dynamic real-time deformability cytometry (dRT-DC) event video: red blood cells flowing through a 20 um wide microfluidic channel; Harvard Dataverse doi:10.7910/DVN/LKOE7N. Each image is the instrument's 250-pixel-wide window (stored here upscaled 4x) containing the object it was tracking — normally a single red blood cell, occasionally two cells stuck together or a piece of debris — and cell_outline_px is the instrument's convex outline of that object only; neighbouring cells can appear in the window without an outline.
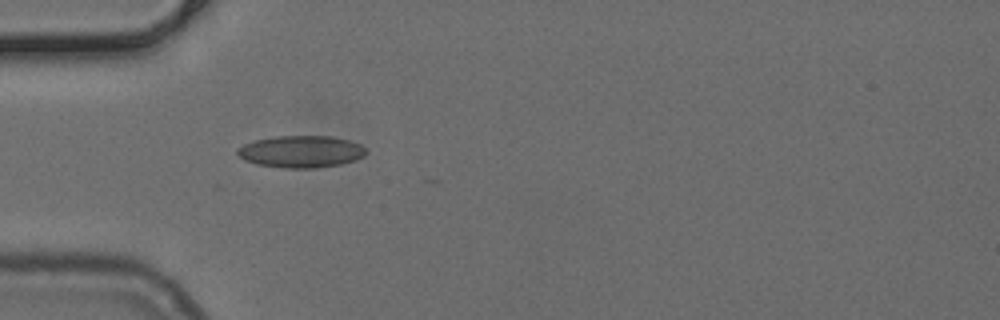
{"species": "common noctule bat (a hibernating species)", "species_latin": "Nyctalus noctula", "temperature_condition": "cold", "stored_images_in_passage": 34, "camera_frame_rate_fps": 3000, "um_per_image_px": 0.085, "animal": {"sex": "female", "body_mass_g": 24.6, "forearm_length_mm": 56.2}, "frame": {"image": 1, "passage_image": 1, "time_ms": 0.0, "image_size_px": [1000, 320], "cell_outline_px": [[368, 152], [364, 156], [356, 160], [340, 164], [316, 168], [284, 168], [256, 164], [244, 160], [236, 152], [236, 148], [244, 144], [256, 140], [276, 136], [332, 136], [348, 140], [360, 144]], "centroid_in_image_um": [25.59, 12.89], "position_along_channel_um": 59.4, "area_um2": 24.04}}
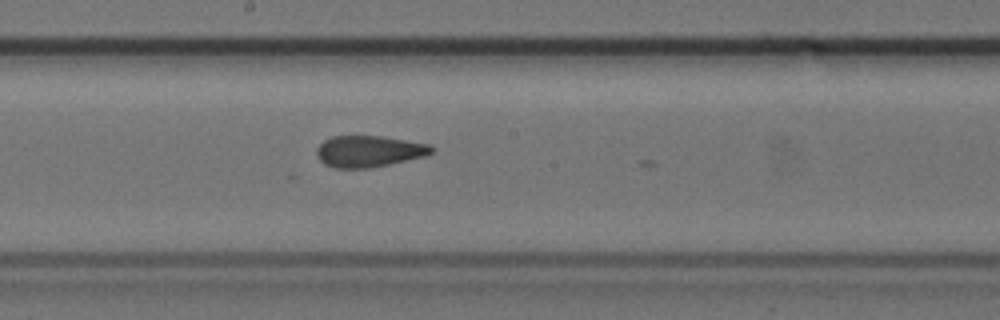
{"frame": {"image": 2, "passage_image": 13, "time_ms": 4.0, "image_size_px": [1000, 320], "cell_outline_px": [[436, 148], [432, 152], [424, 156], [372, 168], [336, 168], [324, 164], [316, 156], [316, 148], [324, 140], [332, 136], [384, 136], [428, 144]], "centroid_in_image_um": [31.33, 12.86], "position_along_channel_um": 216.9, "area_um2": 21.1}}
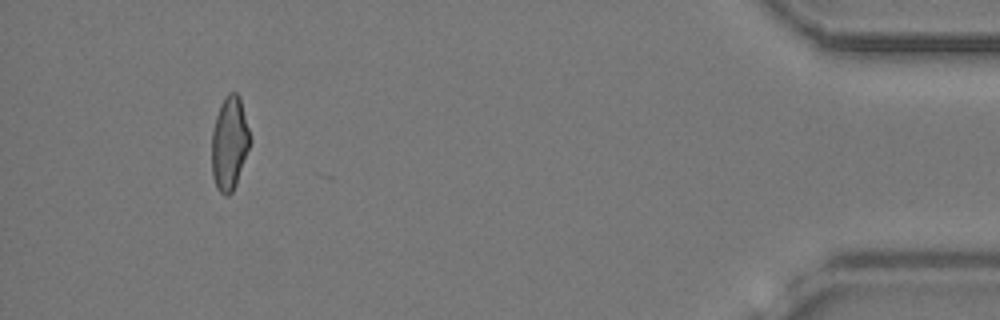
{"frame": {"image": 3, "passage_image": 33, "time_ms": 10.667, "image_size_px": [1000, 320], "cell_outline_px": [[252, 140], [236, 184], [232, 192], [228, 196], [224, 196], [216, 188], [212, 176], [212, 132], [216, 116], [220, 104], [224, 96], [228, 92], [236, 92], [240, 96]], "centroid_in_image_um": [19.51, 12.17], "position_along_channel_um": 415.7, "area_um2": 21.15}}